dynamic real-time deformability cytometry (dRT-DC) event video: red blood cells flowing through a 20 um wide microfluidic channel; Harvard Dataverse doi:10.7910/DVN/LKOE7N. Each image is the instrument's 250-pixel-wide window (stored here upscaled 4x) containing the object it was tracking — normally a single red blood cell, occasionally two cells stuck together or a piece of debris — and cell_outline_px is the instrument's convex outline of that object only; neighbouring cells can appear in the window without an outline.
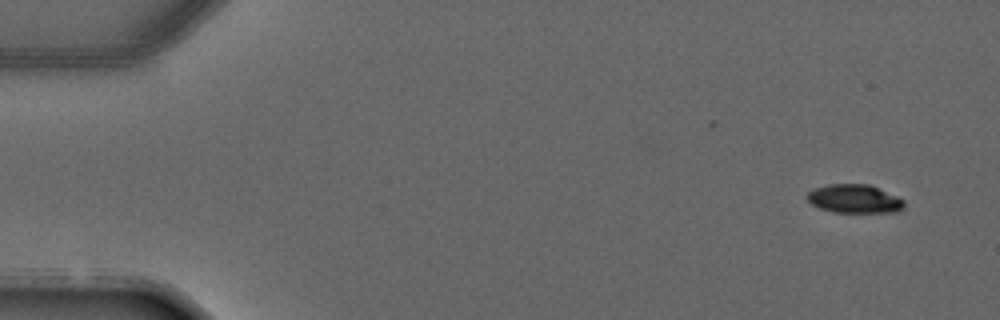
{"species": "common noctule bat (a hibernating species)", "species_latin": "Nyctalus noctula", "temperature_condition": "warm", "stored_images_in_passage": 4, "camera_frame_rate_fps": 3000, "um_per_image_px": 0.085, "animal": {"sex": "male", "forearm_length_mm": 52.5}, "frame": {"image": 1, "passage_image": 1, "time_ms": 0.0, "image_size_px": [1000, 320], "cell_outline_px": [[904, 208], [900, 212], [832, 212], [820, 208], [812, 204], [808, 200], [808, 192], [812, 188], [828, 184], [868, 184], [896, 196], [904, 200]], "centroid_in_image_um": [72.62, 16.9], "position_along_channel_um": 12.4, "area_um2": 16.13}}
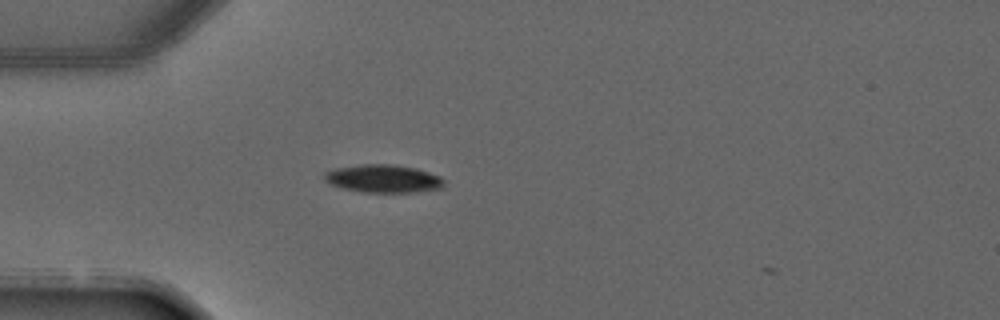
{"frame": {"image": 2, "passage_image": 4, "time_ms": 3.333, "image_size_px": [1000, 320], "cell_outline_px": [[444, 184], [440, 188], [416, 192], [364, 192], [344, 188], [332, 184], [324, 180], [324, 172], [336, 168], [360, 164], [392, 164], [416, 168], [440, 176], [444, 180]], "centroid_in_image_um": [32.58, 15.17], "position_along_channel_um": 52.4, "area_um2": 19.36}}